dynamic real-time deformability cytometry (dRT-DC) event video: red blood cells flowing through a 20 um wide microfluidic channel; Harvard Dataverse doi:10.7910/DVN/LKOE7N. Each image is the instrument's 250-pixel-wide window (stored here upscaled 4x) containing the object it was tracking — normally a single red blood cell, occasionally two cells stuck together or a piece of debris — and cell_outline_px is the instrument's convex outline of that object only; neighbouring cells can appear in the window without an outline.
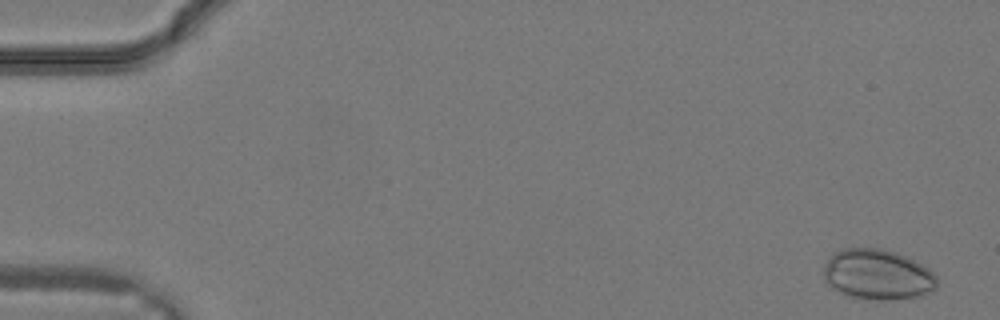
{"species": "common noctule bat (a hibernating species)", "species_latin": "Nyctalus noctula", "temperature_condition": "warm", "stored_images_in_passage": 31, "camera_frame_rate_fps": 3000, "um_per_image_px": 0.085, "animal": {"sex": "male", "body_mass_g": 19.2, "forearm_length_mm": 51.8}, "frame": {"image": 1, "passage_image": 2, "time_ms": 0.333, "image_size_px": [1000, 320], "cell_outline_px": [[936, 288], [932, 292], [920, 296], [884, 300], [876, 300], [852, 296], [832, 288], [824, 280], [824, 264], [828, 256], [844, 248], [880, 248], [904, 256], [928, 268], [936, 276]], "centroid_in_image_um": [74.57, 23.33], "position_along_channel_um": 10.4, "area_um2": 33.0}}
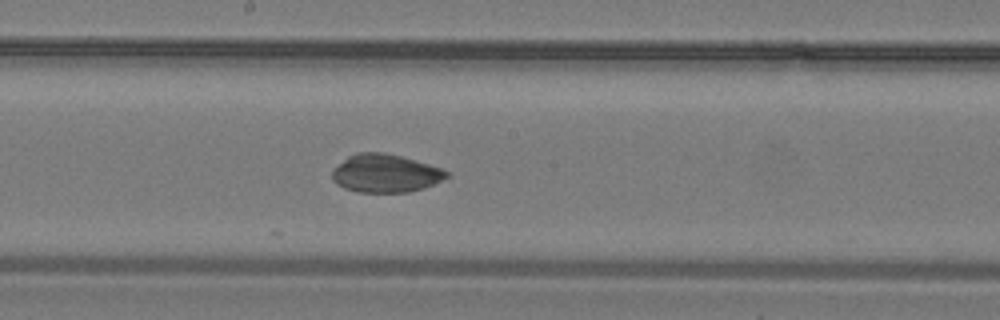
{"frame": {"image": 2, "passage_image": 18, "time_ms": 5.667, "image_size_px": [1000, 320], "cell_outline_px": [[448, 176], [432, 184], [408, 192], [360, 192], [344, 188], [332, 180], [332, 168], [348, 156], [356, 152], [384, 152], [400, 156], [428, 164], [440, 168], [448, 172]], "centroid_in_image_um": [32.68, 14.72], "position_along_channel_um": 215.5, "area_um2": 25.14}}
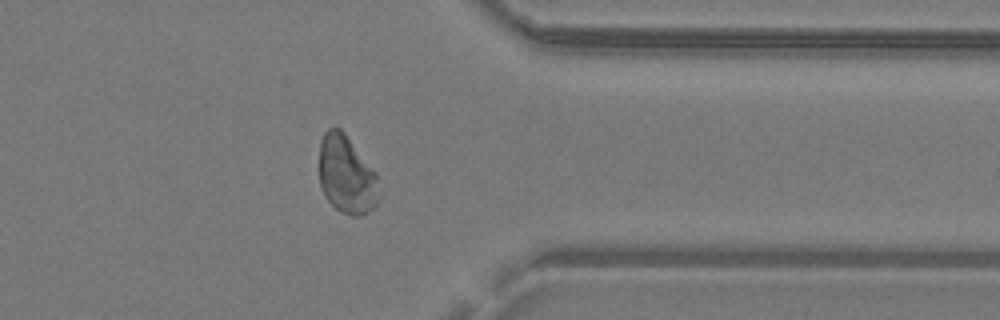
{"frame": {"image": 3, "passage_image": 26, "time_ms": 8.333, "image_size_px": [1000, 320], "cell_outline_px": [[380, 200], [368, 212], [360, 216], [352, 216], [340, 212], [328, 200], [320, 184], [320, 140], [324, 132], [328, 128], [340, 128], [344, 132], [376, 172], [380, 196]], "centroid_in_image_um": [29.47, 14.87], "position_along_channel_um": 381.9, "area_um2": 27.22}}